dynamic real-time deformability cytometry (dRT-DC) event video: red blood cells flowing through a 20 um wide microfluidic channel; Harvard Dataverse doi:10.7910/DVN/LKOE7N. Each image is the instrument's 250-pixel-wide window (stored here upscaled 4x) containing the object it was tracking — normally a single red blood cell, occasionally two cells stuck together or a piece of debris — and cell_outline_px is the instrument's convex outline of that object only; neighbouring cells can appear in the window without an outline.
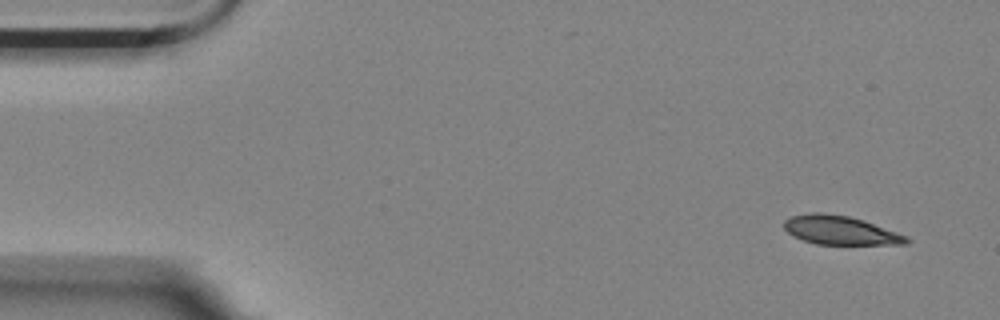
{"species": "Egyptian fruit bat (a non-hibernating species)", "species_latin": "Rousettus aegyptiacus", "temperature_condition": "room temperature", "stored_images_in_passage": 8, "camera_frame_rate_fps": 3000, "um_per_image_px": 0.085, "animal": {"sex": "female"}, "frame": {"image": 1, "passage_image": 1, "time_ms": 0.0, "image_size_px": [1000, 320], "cell_outline_px": [[912, 240], [908, 244], [816, 244], [792, 236], [784, 228], [784, 220], [792, 216], [812, 212], [820, 212], [848, 216], [864, 220], [908, 236]], "centroid_in_image_um": [71.44, 19.57], "position_along_channel_um": 13.6, "area_um2": 20.58}}
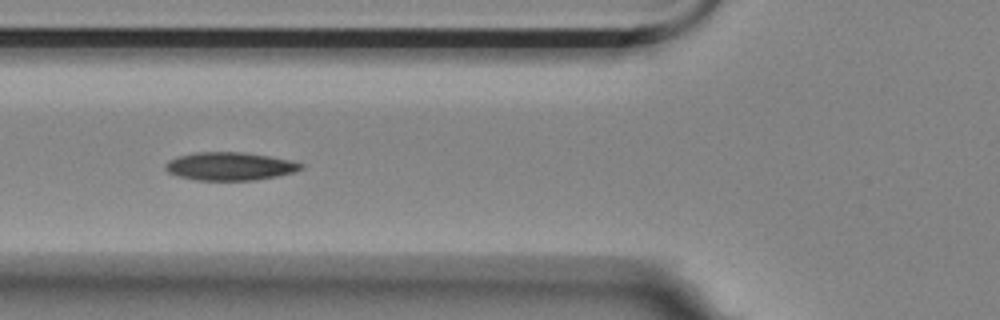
{"frame": {"image": 2, "passage_image": 6, "time_ms": 1.667, "image_size_px": [1000, 320], "cell_outline_px": [[304, 168], [292, 172], [276, 176], [256, 180], [196, 180], [180, 176], [168, 172], [164, 168], [164, 164], [168, 160], [176, 156], [196, 152], [240, 152], [268, 156], [292, 160], [304, 164]], "centroid_in_image_um": [19.52, 14.13], "position_along_channel_um": 106.3, "area_um2": 22.2}}
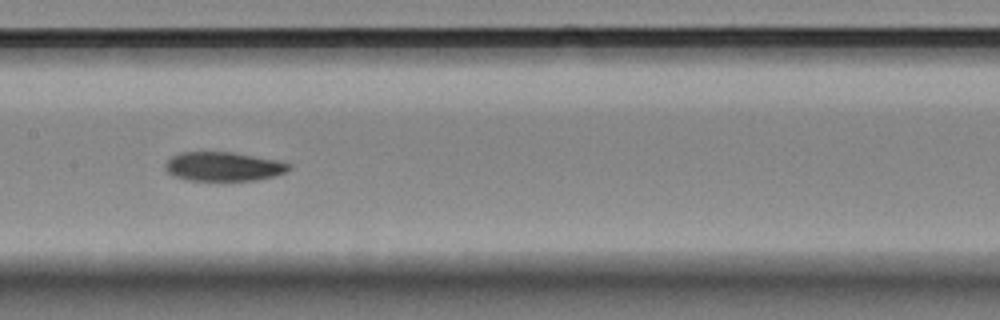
{"frame": {"image": 3, "passage_image": 8, "time_ms": 2.333, "image_size_px": [1000, 320], "cell_outline_px": [[292, 168], [284, 172], [272, 176], [256, 180], [188, 180], [172, 176], [164, 168], [164, 164], [172, 156], [180, 152], [236, 152], [280, 160], [292, 164]], "centroid_in_image_um": [19.0, 14.14], "position_along_channel_um": 188.4, "area_um2": 21.15}}